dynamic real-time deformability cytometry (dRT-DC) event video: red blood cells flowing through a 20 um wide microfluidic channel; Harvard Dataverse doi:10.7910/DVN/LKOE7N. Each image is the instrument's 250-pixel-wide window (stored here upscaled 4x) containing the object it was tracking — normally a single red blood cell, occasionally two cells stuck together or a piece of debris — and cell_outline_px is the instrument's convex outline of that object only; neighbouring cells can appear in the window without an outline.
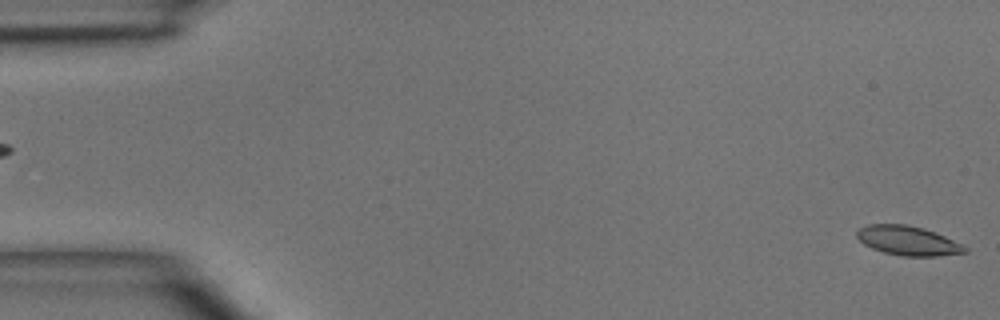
{"species": "common noctule bat (a hibernating species)", "species_latin": "Nyctalus noctula", "temperature_condition": "room temperature", "stored_images_in_passage": 5, "segment_of_instrument_passage": [2, 2], "camera_frame_rate_fps": 3000, "um_per_image_px": 0.085, "animal": {"sex": "male", "body_mass_g": 15.6}, "frame": {"image": 1, "passage_image": 5, "time_ms": 4.667, "image_size_px": [1000, 320], "cell_outline_px": [[968, 252], [940, 256], [900, 256], [884, 252], [872, 248], [864, 244], [856, 236], [856, 232], [860, 228], [868, 224], [904, 224], [924, 228], [944, 236], [968, 248]], "centroid_in_image_um": [77.16, 20.46], "position_along_channel_um": 7.8, "area_um2": 18.38}}